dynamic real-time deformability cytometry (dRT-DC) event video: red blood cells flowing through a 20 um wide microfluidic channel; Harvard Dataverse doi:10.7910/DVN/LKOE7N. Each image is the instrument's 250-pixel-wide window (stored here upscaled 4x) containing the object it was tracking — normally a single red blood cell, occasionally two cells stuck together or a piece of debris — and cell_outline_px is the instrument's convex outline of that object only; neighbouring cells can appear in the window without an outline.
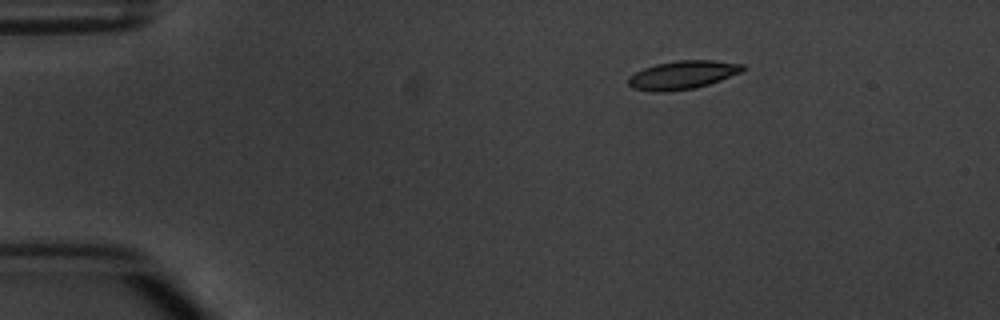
{"species": "common noctule bat (a hibernating species)", "species_latin": "Nyctalus noctula", "temperature_condition": "warm", "stored_images_in_passage": 3, "camera_frame_rate_fps": 3000, "um_per_image_px": 0.085, "animal": {"sex": "male", "body_mass_g": 20.1, "forearm_length_mm": 53.5}, "frame": {"image": 1, "passage_image": 1, "time_ms": 0.0, "image_size_px": [1000, 320], "cell_outline_px": [[744, 68], [740, 72], [720, 80], [696, 88], [664, 92], [656, 92], [632, 88], [628, 84], [628, 76], [644, 68], [656, 64], [676, 60], [712, 60], [744, 64]], "centroid_in_image_um": [57.98, 6.37], "position_along_channel_um": 27.0, "area_um2": 18.84}}